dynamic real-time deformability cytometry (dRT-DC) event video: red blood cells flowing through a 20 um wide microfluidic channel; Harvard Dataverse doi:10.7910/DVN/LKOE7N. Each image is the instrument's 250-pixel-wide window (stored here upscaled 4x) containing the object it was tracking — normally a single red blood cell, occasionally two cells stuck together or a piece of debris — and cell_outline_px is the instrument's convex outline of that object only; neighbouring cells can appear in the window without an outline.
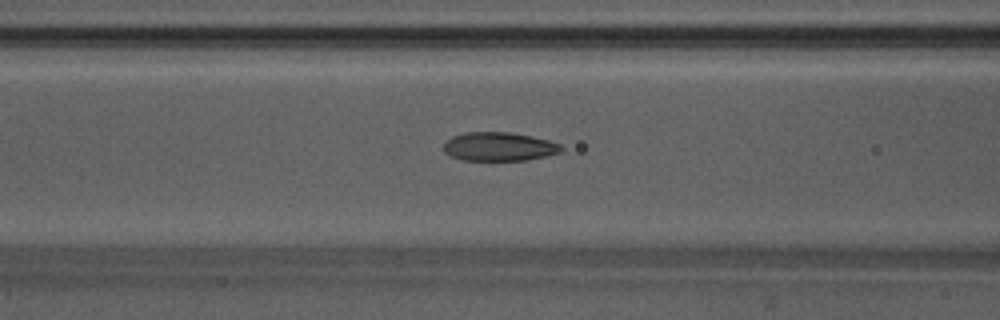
{"species": "Egyptian fruit bat (a non-hibernating species)", "species_latin": "Rousettus aegyptiacus", "temperature_condition": "warm", "stored_images_in_passage": 43, "camera_frame_rate_fps": 3000, "um_per_image_px": 0.085, "animal": {"sex": "male"}, "frame": {"image": 1, "passage_image": 21, "time_ms": 6.667, "image_size_px": [1000, 320], "cell_outline_px": [[564, 148], [560, 152], [548, 156], [524, 160], [464, 160], [452, 156], [444, 152], [444, 144], [452, 136], [464, 132], [512, 132], [548, 140], [560, 144]], "centroid_in_image_um": [42.43, 12.45], "position_along_channel_um": 124.2, "area_um2": 19.65}}
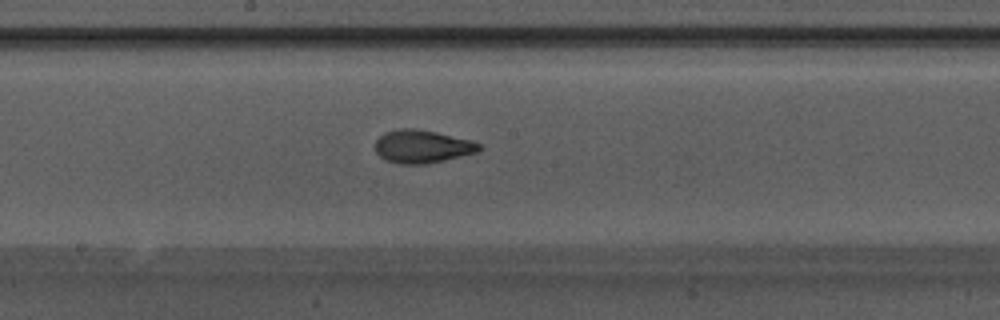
{"frame": {"image": 2, "passage_image": 28, "time_ms": 9.0, "image_size_px": [1000, 320], "cell_outline_px": [[480, 148], [476, 152], [428, 164], [396, 164], [384, 160], [376, 152], [376, 140], [384, 132], [400, 128], [416, 128], [436, 132], [472, 140], [480, 144]], "centroid_in_image_um": [35.85, 12.45], "position_along_channel_um": 212.4, "area_um2": 20.06}}
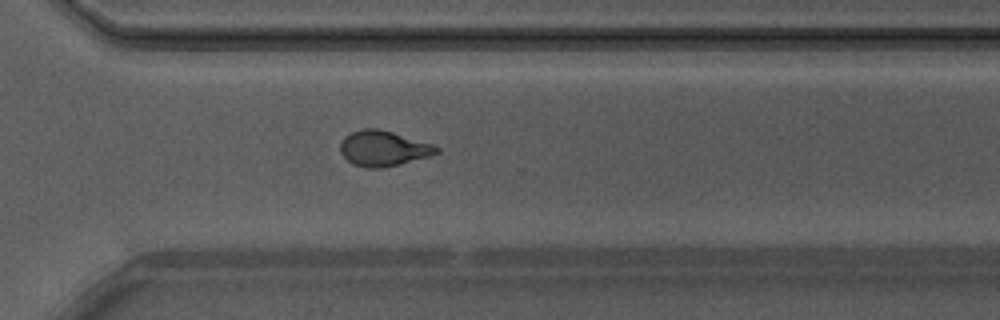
{"frame": {"image": 3, "passage_image": 38, "time_ms": 12.333, "image_size_px": [1000, 320], "cell_outline_px": [[440, 152], [428, 156], [384, 168], [368, 168], [352, 164], [340, 152], [340, 144], [344, 136], [352, 132], [364, 128], [376, 128], [392, 132], [432, 144], [440, 148]], "centroid_in_image_um": [32.56, 12.62], "position_along_channel_um": 338.0, "area_um2": 19.65}}